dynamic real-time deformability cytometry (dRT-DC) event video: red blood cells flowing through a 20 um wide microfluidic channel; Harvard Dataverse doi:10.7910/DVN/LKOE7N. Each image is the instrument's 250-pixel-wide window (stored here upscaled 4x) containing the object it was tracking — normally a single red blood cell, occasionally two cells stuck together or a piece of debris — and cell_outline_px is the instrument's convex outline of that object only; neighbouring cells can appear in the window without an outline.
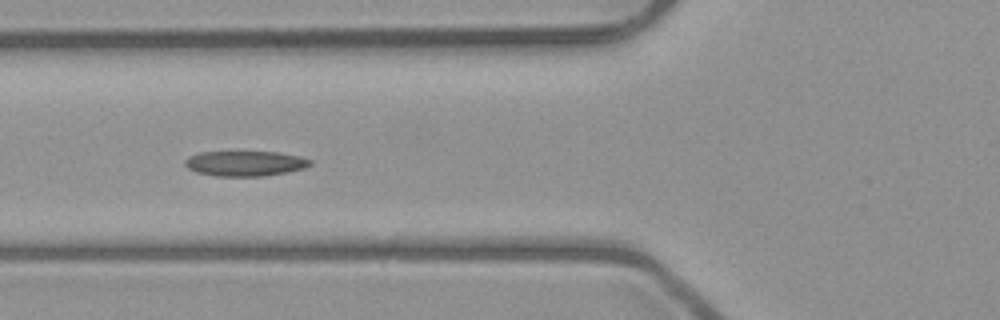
{"species": "common noctule bat (a hibernating species)", "species_latin": "Nyctalus noctula", "temperature_condition": "room temperature", "stored_images_in_passage": 6, "camera_frame_rate_fps": 3000, "um_per_image_px": 0.085, "animal": {"sex": "male", "body_mass_g": 23.1, "forearm_length_mm": 52.7}, "frame": {"image": 1, "passage_image": 6, "time_ms": 5.667, "image_size_px": [1000, 320], "cell_outline_px": [[312, 164], [304, 168], [288, 172], [264, 176], [216, 176], [196, 172], [188, 168], [184, 164], [184, 160], [188, 156], [200, 152], [276, 152], [300, 156], [312, 160]], "centroid_in_image_um": [20.83, 13.89], "position_along_channel_um": 105.0, "area_um2": 18.44}}